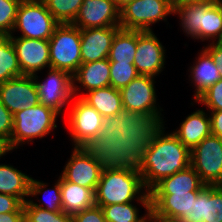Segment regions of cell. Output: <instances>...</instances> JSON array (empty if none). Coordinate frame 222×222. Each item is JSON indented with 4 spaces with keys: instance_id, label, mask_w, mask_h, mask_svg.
Instances as JSON below:
<instances>
[{
    "instance_id": "bcb514c9",
    "label": "cell",
    "mask_w": 222,
    "mask_h": 222,
    "mask_svg": "<svg viewBox=\"0 0 222 222\" xmlns=\"http://www.w3.org/2000/svg\"><path fill=\"white\" fill-rule=\"evenodd\" d=\"M171 1V5L173 7V9L175 7L181 6V5H185V4H195V3H199V2H205L208 0H170Z\"/></svg>"
},
{
    "instance_id": "9a60e30c",
    "label": "cell",
    "mask_w": 222,
    "mask_h": 222,
    "mask_svg": "<svg viewBox=\"0 0 222 222\" xmlns=\"http://www.w3.org/2000/svg\"><path fill=\"white\" fill-rule=\"evenodd\" d=\"M23 75L40 74L50 68L49 40L10 37Z\"/></svg>"
},
{
    "instance_id": "83f0119b",
    "label": "cell",
    "mask_w": 222,
    "mask_h": 222,
    "mask_svg": "<svg viewBox=\"0 0 222 222\" xmlns=\"http://www.w3.org/2000/svg\"><path fill=\"white\" fill-rule=\"evenodd\" d=\"M81 98L103 118L116 116L123 108L120 91L112 86L88 91Z\"/></svg>"
},
{
    "instance_id": "9c48e42d",
    "label": "cell",
    "mask_w": 222,
    "mask_h": 222,
    "mask_svg": "<svg viewBox=\"0 0 222 222\" xmlns=\"http://www.w3.org/2000/svg\"><path fill=\"white\" fill-rule=\"evenodd\" d=\"M68 108L64 122H67L71 147H84L98 135L103 116L81 97L73 96Z\"/></svg>"
},
{
    "instance_id": "60d3db41",
    "label": "cell",
    "mask_w": 222,
    "mask_h": 222,
    "mask_svg": "<svg viewBox=\"0 0 222 222\" xmlns=\"http://www.w3.org/2000/svg\"><path fill=\"white\" fill-rule=\"evenodd\" d=\"M203 49L211 56L213 62L220 69V75L222 77V42H214L210 44L203 43Z\"/></svg>"
},
{
    "instance_id": "4316f807",
    "label": "cell",
    "mask_w": 222,
    "mask_h": 222,
    "mask_svg": "<svg viewBox=\"0 0 222 222\" xmlns=\"http://www.w3.org/2000/svg\"><path fill=\"white\" fill-rule=\"evenodd\" d=\"M206 184L191 165L163 178L149 192H188L201 191Z\"/></svg>"
},
{
    "instance_id": "8fae6325",
    "label": "cell",
    "mask_w": 222,
    "mask_h": 222,
    "mask_svg": "<svg viewBox=\"0 0 222 222\" xmlns=\"http://www.w3.org/2000/svg\"><path fill=\"white\" fill-rule=\"evenodd\" d=\"M190 165L206 185H222V139L204 138L190 151Z\"/></svg>"
},
{
    "instance_id": "ee69618b",
    "label": "cell",
    "mask_w": 222,
    "mask_h": 222,
    "mask_svg": "<svg viewBox=\"0 0 222 222\" xmlns=\"http://www.w3.org/2000/svg\"><path fill=\"white\" fill-rule=\"evenodd\" d=\"M145 222H181V221L179 219L161 216L151 208L148 212Z\"/></svg>"
},
{
    "instance_id": "e575fe53",
    "label": "cell",
    "mask_w": 222,
    "mask_h": 222,
    "mask_svg": "<svg viewBox=\"0 0 222 222\" xmlns=\"http://www.w3.org/2000/svg\"><path fill=\"white\" fill-rule=\"evenodd\" d=\"M134 64L110 62V86L122 89L138 76Z\"/></svg>"
},
{
    "instance_id": "ba28073f",
    "label": "cell",
    "mask_w": 222,
    "mask_h": 222,
    "mask_svg": "<svg viewBox=\"0 0 222 222\" xmlns=\"http://www.w3.org/2000/svg\"><path fill=\"white\" fill-rule=\"evenodd\" d=\"M174 9L170 0H133L120 9V27L126 30L153 31L156 23L168 22ZM152 26V27H151Z\"/></svg>"
},
{
    "instance_id": "b9f144b4",
    "label": "cell",
    "mask_w": 222,
    "mask_h": 222,
    "mask_svg": "<svg viewBox=\"0 0 222 222\" xmlns=\"http://www.w3.org/2000/svg\"><path fill=\"white\" fill-rule=\"evenodd\" d=\"M210 117L211 134L222 139V111H208Z\"/></svg>"
},
{
    "instance_id": "277c9868",
    "label": "cell",
    "mask_w": 222,
    "mask_h": 222,
    "mask_svg": "<svg viewBox=\"0 0 222 222\" xmlns=\"http://www.w3.org/2000/svg\"><path fill=\"white\" fill-rule=\"evenodd\" d=\"M60 115L53 109L39 103L13 115V130L10 146L13 151L21 149L23 145L34 144L37 139L48 137L57 129Z\"/></svg>"
},
{
    "instance_id": "8992f818",
    "label": "cell",
    "mask_w": 222,
    "mask_h": 222,
    "mask_svg": "<svg viewBox=\"0 0 222 222\" xmlns=\"http://www.w3.org/2000/svg\"><path fill=\"white\" fill-rule=\"evenodd\" d=\"M50 68L68 72L71 76L81 65L80 28L59 24L49 39Z\"/></svg>"
},
{
    "instance_id": "30bf717a",
    "label": "cell",
    "mask_w": 222,
    "mask_h": 222,
    "mask_svg": "<svg viewBox=\"0 0 222 222\" xmlns=\"http://www.w3.org/2000/svg\"><path fill=\"white\" fill-rule=\"evenodd\" d=\"M43 72H47L43 74V79L38 73L33 75L40 103L53 109L60 116L65 115V106L69 105L73 98L72 76L68 72L53 68Z\"/></svg>"
},
{
    "instance_id": "d590c367",
    "label": "cell",
    "mask_w": 222,
    "mask_h": 222,
    "mask_svg": "<svg viewBox=\"0 0 222 222\" xmlns=\"http://www.w3.org/2000/svg\"><path fill=\"white\" fill-rule=\"evenodd\" d=\"M22 0H0V36H10Z\"/></svg>"
},
{
    "instance_id": "d4e9b609",
    "label": "cell",
    "mask_w": 222,
    "mask_h": 222,
    "mask_svg": "<svg viewBox=\"0 0 222 222\" xmlns=\"http://www.w3.org/2000/svg\"><path fill=\"white\" fill-rule=\"evenodd\" d=\"M13 164L0 163V193L28 200L32 176L17 169Z\"/></svg>"
},
{
    "instance_id": "603a6c76",
    "label": "cell",
    "mask_w": 222,
    "mask_h": 222,
    "mask_svg": "<svg viewBox=\"0 0 222 222\" xmlns=\"http://www.w3.org/2000/svg\"><path fill=\"white\" fill-rule=\"evenodd\" d=\"M53 187L50 183L44 182L35 178H31L28 201L41 209L50 212H61L62 209V196H61V175L57 177ZM51 186V188H49ZM41 197L43 198H39ZM37 198V199H35ZM36 201V202H35Z\"/></svg>"
},
{
    "instance_id": "5bb4252c",
    "label": "cell",
    "mask_w": 222,
    "mask_h": 222,
    "mask_svg": "<svg viewBox=\"0 0 222 222\" xmlns=\"http://www.w3.org/2000/svg\"><path fill=\"white\" fill-rule=\"evenodd\" d=\"M0 101L14 115L40 103L33 75H23L0 83Z\"/></svg>"
},
{
    "instance_id": "7a4b0ae2",
    "label": "cell",
    "mask_w": 222,
    "mask_h": 222,
    "mask_svg": "<svg viewBox=\"0 0 222 222\" xmlns=\"http://www.w3.org/2000/svg\"><path fill=\"white\" fill-rule=\"evenodd\" d=\"M161 124L152 134L138 167L145 188L150 191L163 178L190 165V150Z\"/></svg>"
},
{
    "instance_id": "44dd1931",
    "label": "cell",
    "mask_w": 222,
    "mask_h": 222,
    "mask_svg": "<svg viewBox=\"0 0 222 222\" xmlns=\"http://www.w3.org/2000/svg\"><path fill=\"white\" fill-rule=\"evenodd\" d=\"M187 115L172 132L191 151L204 138L211 134V125L209 113L203 107L196 108L195 111Z\"/></svg>"
},
{
    "instance_id": "3957f363",
    "label": "cell",
    "mask_w": 222,
    "mask_h": 222,
    "mask_svg": "<svg viewBox=\"0 0 222 222\" xmlns=\"http://www.w3.org/2000/svg\"><path fill=\"white\" fill-rule=\"evenodd\" d=\"M94 195L95 205L99 207L151 201L139 170L130 167H104Z\"/></svg>"
},
{
    "instance_id": "836d02e7",
    "label": "cell",
    "mask_w": 222,
    "mask_h": 222,
    "mask_svg": "<svg viewBox=\"0 0 222 222\" xmlns=\"http://www.w3.org/2000/svg\"><path fill=\"white\" fill-rule=\"evenodd\" d=\"M24 222H72V215L61 212H50L33 206L28 200L23 204Z\"/></svg>"
},
{
    "instance_id": "f1b7e54d",
    "label": "cell",
    "mask_w": 222,
    "mask_h": 222,
    "mask_svg": "<svg viewBox=\"0 0 222 222\" xmlns=\"http://www.w3.org/2000/svg\"><path fill=\"white\" fill-rule=\"evenodd\" d=\"M140 207L145 210L142 214H140ZM101 208L107 222H145L151 209V201L110 204Z\"/></svg>"
},
{
    "instance_id": "f546056e",
    "label": "cell",
    "mask_w": 222,
    "mask_h": 222,
    "mask_svg": "<svg viewBox=\"0 0 222 222\" xmlns=\"http://www.w3.org/2000/svg\"><path fill=\"white\" fill-rule=\"evenodd\" d=\"M137 47V30L120 28L115 34L108 60L109 62H123L133 64Z\"/></svg>"
},
{
    "instance_id": "f35d334b",
    "label": "cell",
    "mask_w": 222,
    "mask_h": 222,
    "mask_svg": "<svg viewBox=\"0 0 222 222\" xmlns=\"http://www.w3.org/2000/svg\"><path fill=\"white\" fill-rule=\"evenodd\" d=\"M13 114L0 101V137L10 142L13 130Z\"/></svg>"
},
{
    "instance_id": "52a82bcc",
    "label": "cell",
    "mask_w": 222,
    "mask_h": 222,
    "mask_svg": "<svg viewBox=\"0 0 222 222\" xmlns=\"http://www.w3.org/2000/svg\"><path fill=\"white\" fill-rule=\"evenodd\" d=\"M156 80L152 76L138 75L119 91L124 109L153 117L161 125L167 121L164 119L165 114H162L165 110L157 102Z\"/></svg>"
},
{
    "instance_id": "6da1fadb",
    "label": "cell",
    "mask_w": 222,
    "mask_h": 222,
    "mask_svg": "<svg viewBox=\"0 0 222 222\" xmlns=\"http://www.w3.org/2000/svg\"><path fill=\"white\" fill-rule=\"evenodd\" d=\"M159 126L153 117L122 108L118 115L103 118L98 135L83 148L104 167L138 169Z\"/></svg>"
},
{
    "instance_id": "484cf974",
    "label": "cell",
    "mask_w": 222,
    "mask_h": 222,
    "mask_svg": "<svg viewBox=\"0 0 222 222\" xmlns=\"http://www.w3.org/2000/svg\"><path fill=\"white\" fill-rule=\"evenodd\" d=\"M214 1L208 0L195 4H185L174 8L173 16L177 15L181 31L186 37L195 40L194 42L196 40L201 42L202 11H206Z\"/></svg>"
},
{
    "instance_id": "d6986e66",
    "label": "cell",
    "mask_w": 222,
    "mask_h": 222,
    "mask_svg": "<svg viewBox=\"0 0 222 222\" xmlns=\"http://www.w3.org/2000/svg\"><path fill=\"white\" fill-rule=\"evenodd\" d=\"M110 86L108 58L84 63L72 75L73 96L82 97L88 91Z\"/></svg>"
},
{
    "instance_id": "7402d4cb",
    "label": "cell",
    "mask_w": 222,
    "mask_h": 222,
    "mask_svg": "<svg viewBox=\"0 0 222 222\" xmlns=\"http://www.w3.org/2000/svg\"><path fill=\"white\" fill-rule=\"evenodd\" d=\"M197 54L195 55V60L192 62L193 64L187 67L189 72H187L189 74L188 80L189 82L191 81L189 85L193 87V90L195 89L192 98L193 101L222 78L220 69L203 48Z\"/></svg>"
},
{
    "instance_id": "ac0fdd59",
    "label": "cell",
    "mask_w": 222,
    "mask_h": 222,
    "mask_svg": "<svg viewBox=\"0 0 222 222\" xmlns=\"http://www.w3.org/2000/svg\"><path fill=\"white\" fill-rule=\"evenodd\" d=\"M120 26L80 29L81 64L106 59Z\"/></svg>"
},
{
    "instance_id": "ffe728a7",
    "label": "cell",
    "mask_w": 222,
    "mask_h": 222,
    "mask_svg": "<svg viewBox=\"0 0 222 222\" xmlns=\"http://www.w3.org/2000/svg\"><path fill=\"white\" fill-rule=\"evenodd\" d=\"M199 192H150L151 208L161 216L182 221L190 213L192 199Z\"/></svg>"
},
{
    "instance_id": "d6a6232c",
    "label": "cell",
    "mask_w": 222,
    "mask_h": 222,
    "mask_svg": "<svg viewBox=\"0 0 222 222\" xmlns=\"http://www.w3.org/2000/svg\"><path fill=\"white\" fill-rule=\"evenodd\" d=\"M51 15L60 24H72L76 19L83 0H43Z\"/></svg>"
},
{
    "instance_id": "e0dca14e",
    "label": "cell",
    "mask_w": 222,
    "mask_h": 222,
    "mask_svg": "<svg viewBox=\"0 0 222 222\" xmlns=\"http://www.w3.org/2000/svg\"><path fill=\"white\" fill-rule=\"evenodd\" d=\"M181 222H222V185H206L192 199L190 213Z\"/></svg>"
},
{
    "instance_id": "4dcf8cb0",
    "label": "cell",
    "mask_w": 222,
    "mask_h": 222,
    "mask_svg": "<svg viewBox=\"0 0 222 222\" xmlns=\"http://www.w3.org/2000/svg\"><path fill=\"white\" fill-rule=\"evenodd\" d=\"M222 42V0H215L202 11L201 42Z\"/></svg>"
},
{
    "instance_id": "74e56055",
    "label": "cell",
    "mask_w": 222,
    "mask_h": 222,
    "mask_svg": "<svg viewBox=\"0 0 222 222\" xmlns=\"http://www.w3.org/2000/svg\"><path fill=\"white\" fill-rule=\"evenodd\" d=\"M72 222H107L104 217L102 208L94 205L72 215Z\"/></svg>"
},
{
    "instance_id": "1f68e13d",
    "label": "cell",
    "mask_w": 222,
    "mask_h": 222,
    "mask_svg": "<svg viewBox=\"0 0 222 222\" xmlns=\"http://www.w3.org/2000/svg\"><path fill=\"white\" fill-rule=\"evenodd\" d=\"M23 76L9 36H0V83Z\"/></svg>"
},
{
    "instance_id": "ab89813d",
    "label": "cell",
    "mask_w": 222,
    "mask_h": 222,
    "mask_svg": "<svg viewBox=\"0 0 222 222\" xmlns=\"http://www.w3.org/2000/svg\"><path fill=\"white\" fill-rule=\"evenodd\" d=\"M23 202L13 195L0 193V214L8 212H24Z\"/></svg>"
},
{
    "instance_id": "7c38bea8",
    "label": "cell",
    "mask_w": 222,
    "mask_h": 222,
    "mask_svg": "<svg viewBox=\"0 0 222 222\" xmlns=\"http://www.w3.org/2000/svg\"><path fill=\"white\" fill-rule=\"evenodd\" d=\"M166 50L154 31L137 30V47L133 64L138 74L157 78L166 68L168 57Z\"/></svg>"
},
{
    "instance_id": "8d00e7d4",
    "label": "cell",
    "mask_w": 222,
    "mask_h": 222,
    "mask_svg": "<svg viewBox=\"0 0 222 222\" xmlns=\"http://www.w3.org/2000/svg\"><path fill=\"white\" fill-rule=\"evenodd\" d=\"M197 103L205 106L207 111H222V78L211 85L195 101H191L190 105L194 106Z\"/></svg>"
},
{
    "instance_id": "7dc6e473",
    "label": "cell",
    "mask_w": 222,
    "mask_h": 222,
    "mask_svg": "<svg viewBox=\"0 0 222 222\" xmlns=\"http://www.w3.org/2000/svg\"><path fill=\"white\" fill-rule=\"evenodd\" d=\"M115 5L119 8L122 9L127 3L133 1V0H112Z\"/></svg>"
},
{
    "instance_id": "f6af8a7d",
    "label": "cell",
    "mask_w": 222,
    "mask_h": 222,
    "mask_svg": "<svg viewBox=\"0 0 222 222\" xmlns=\"http://www.w3.org/2000/svg\"><path fill=\"white\" fill-rule=\"evenodd\" d=\"M14 152L9 144V141H7L6 139L0 137V161L1 158H3L2 160H4L5 155L7 157V154Z\"/></svg>"
},
{
    "instance_id": "7bdbcfd3",
    "label": "cell",
    "mask_w": 222,
    "mask_h": 222,
    "mask_svg": "<svg viewBox=\"0 0 222 222\" xmlns=\"http://www.w3.org/2000/svg\"><path fill=\"white\" fill-rule=\"evenodd\" d=\"M0 222H24V212H8L0 214Z\"/></svg>"
},
{
    "instance_id": "cb8c5ba5",
    "label": "cell",
    "mask_w": 222,
    "mask_h": 222,
    "mask_svg": "<svg viewBox=\"0 0 222 222\" xmlns=\"http://www.w3.org/2000/svg\"><path fill=\"white\" fill-rule=\"evenodd\" d=\"M62 209L66 214L74 215L95 205L94 192L87 187L66 181L61 176Z\"/></svg>"
},
{
    "instance_id": "5b68a950",
    "label": "cell",
    "mask_w": 222,
    "mask_h": 222,
    "mask_svg": "<svg viewBox=\"0 0 222 222\" xmlns=\"http://www.w3.org/2000/svg\"><path fill=\"white\" fill-rule=\"evenodd\" d=\"M59 24L43 0H22L9 37L49 40Z\"/></svg>"
},
{
    "instance_id": "2e32d148",
    "label": "cell",
    "mask_w": 222,
    "mask_h": 222,
    "mask_svg": "<svg viewBox=\"0 0 222 222\" xmlns=\"http://www.w3.org/2000/svg\"><path fill=\"white\" fill-rule=\"evenodd\" d=\"M72 24L80 29L120 26V9L112 0H83Z\"/></svg>"
},
{
    "instance_id": "4fadbf2b",
    "label": "cell",
    "mask_w": 222,
    "mask_h": 222,
    "mask_svg": "<svg viewBox=\"0 0 222 222\" xmlns=\"http://www.w3.org/2000/svg\"><path fill=\"white\" fill-rule=\"evenodd\" d=\"M60 175L71 183L90 188L94 193L104 166L92 157L83 147L71 148Z\"/></svg>"
}]
</instances>
